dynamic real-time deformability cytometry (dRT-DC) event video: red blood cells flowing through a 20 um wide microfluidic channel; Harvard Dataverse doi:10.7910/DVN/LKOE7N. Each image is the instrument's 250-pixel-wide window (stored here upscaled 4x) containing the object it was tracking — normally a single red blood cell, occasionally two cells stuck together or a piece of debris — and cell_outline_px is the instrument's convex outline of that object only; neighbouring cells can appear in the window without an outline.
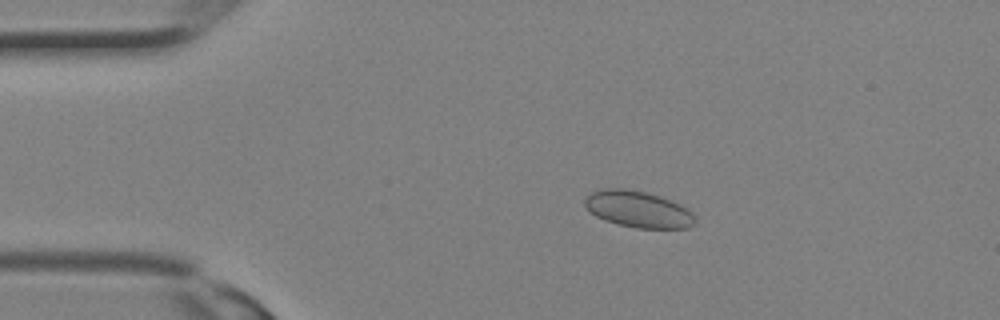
{"species": "Egyptian fruit bat (a non-hibernating species)", "species_latin": "Rousettus aegyptiacus", "temperature_condition": "room temperature", "stored_images_in_passage": 10, "camera_frame_rate_fps": 3000, "um_per_image_px": 0.085, "animal": {"sex": "female"}, "frame": {"image": 1, "passage_image": 3, "time_ms": 0.667, "image_size_px": [1000, 320], "cell_outline_px": [[696, 220], [688, 228], [636, 228], [604, 220], [588, 212], [584, 204], [584, 200], [592, 192], [600, 188], [624, 188], [648, 192], [660, 196], [680, 204], [688, 208], [692, 212]], "centroid_in_image_um": [54.22, 17.77], "position_along_channel_um": 30.8, "area_um2": 23.58}}
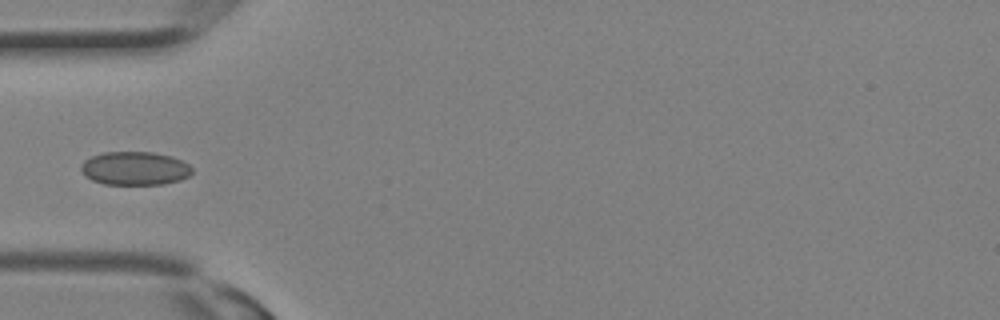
{"frame": {"image": 2, "passage_image": 7, "time_ms": 2.0, "image_size_px": [1000, 320], "cell_outline_px": [[192, 172], [188, 176], [180, 180], [164, 184], [104, 184], [92, 180], [84, 176], [80, 168], [84, 160], [92, 156], [104, 152], [152, 152], [172, 156], [188, 164], [192, 168]], "centroid_in_image_um": [11.45, 14.31], "position_along_channel_um": 73.6, "area_um2": 21.68}}
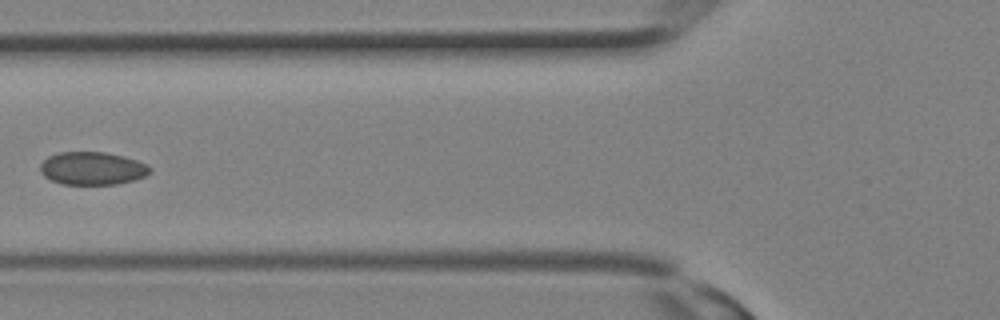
{"frame": {"image": 3, "passage_image": 9, "time_ms": 2.667, "image_size_px": [1000, 320], "cell_outline_px": [[152, 172], [144, 176], [132, 180], [116, 184], [64, 184], [52, 180], [44, 176], [40, 172], [40, 164], [48, 156], [60, 152], [104, 152], [124, 156], [148, 164], [152, 168]], "centroid_in_image_um": [7.86, 14.3], "position_along_channel_um": 117.9, "area_um2": 21.04}}